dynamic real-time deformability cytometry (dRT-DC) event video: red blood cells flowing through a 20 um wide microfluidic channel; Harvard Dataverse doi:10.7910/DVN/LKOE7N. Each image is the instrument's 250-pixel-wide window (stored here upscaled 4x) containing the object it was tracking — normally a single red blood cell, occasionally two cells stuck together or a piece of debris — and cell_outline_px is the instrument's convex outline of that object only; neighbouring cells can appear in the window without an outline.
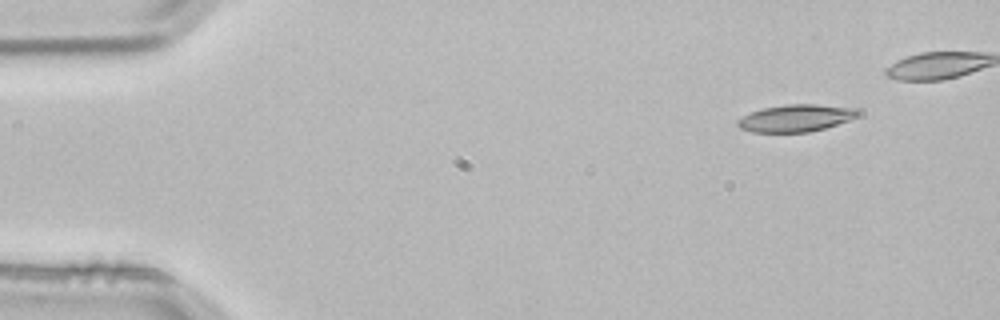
{"species": "common noctule bat (a hibernating species)", "species_latin": "Nyctalus noctula", "temperature_condition": "room temperature", "stored_images_in_passage": 4, "camera_frame_rate_fps": 3000, "um_per_image_px": 0.085, "animal": {"sex": "male", "body_mass_g": 21.5, "forearm_length_mm": 52.0}, "frame": {"image": 1, "passage_image": 1, "time_ms": 0.0, "image_size_px": [1000, 320], "cell_outline_px": [[860, 112], [856, 116], [848, 120], [824, 128], [808, 132], [752, 132], [740, 128], [736, 124], [736, 120], [752, 112], [764, 108], [788, 104], [816, 104], [860, 108]], "centroid_in_image_um": [67.65, 10.03], "position_along_channel_um": 17.3, "area_um2": 18.9}}
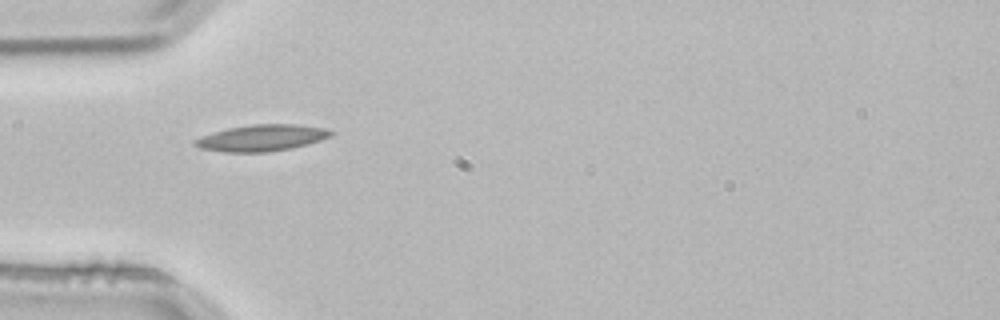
{"frame": {"image": 2, "passage_image": 4, "time_ms": 1.0, "image_size_px": [1000, 320], "cell_outline_px": [[336, 132], [332, 136], [308, 144], [292, 148], [268, 152], [224, 152], [200, 148], [192, 144], [192, 140], [200, 136], [212, 132], [228, 128], [252, 124], [300, 124], [328, 128]], "centroid_in_image_um": [22.26, 11.71], "position_along_channel_um": 62.7, "area_um2": 21.33}}